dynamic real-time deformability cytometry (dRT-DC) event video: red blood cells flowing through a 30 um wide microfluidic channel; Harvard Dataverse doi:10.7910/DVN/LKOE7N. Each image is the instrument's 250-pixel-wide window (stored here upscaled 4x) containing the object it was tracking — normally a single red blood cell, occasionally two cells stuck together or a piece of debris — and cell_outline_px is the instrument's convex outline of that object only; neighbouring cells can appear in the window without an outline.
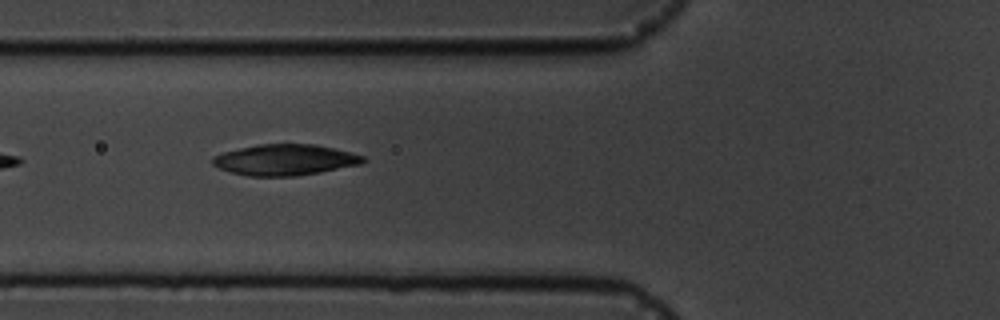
{"species": "common noctule bat (a hibernating species)", "species_latin": "Nyctalus noctula", "temperature_condition": "cold", "stored_images_in_passage": 6, "camera_frame_rate_fps": 3000, "um_per_image_px": 0.085, "animal": {"sex": "male", "body_mass_g": 19.5, "forearm_length_mm": 54.6}, "frame": {"image": 1, "passage_image": 5, "time_ms": 4.333, "image_size_px": [1000, 320], "cell_outline_px": [[368, 160], [360, 164], [320, 172], [296, 176], [248, 176], [232, 172], [220, 168], [212, 164], [212, 156], [224, 152], [240, 148], [260, 144], [316, 144], [364, 156]], "centroid_in_image_um": [24.22, 13.59], "position_along_channel_um": 101.6, "area_um2": 26.93}}
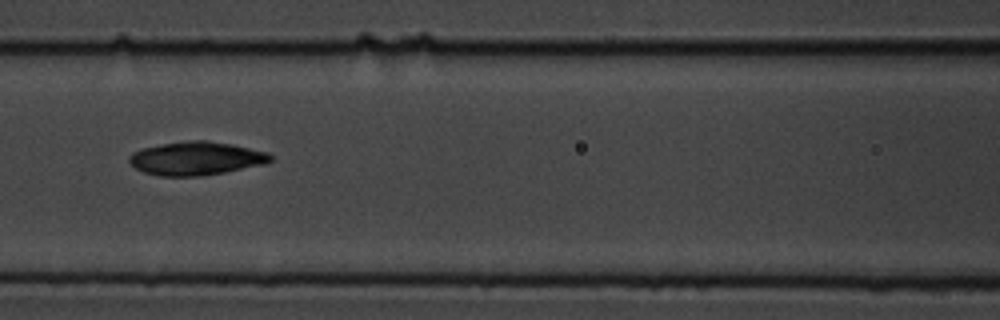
{"frame": {"image": 2, "passage_image": 6, "time_ms": 5.667, "image_size_px": [1000, 320], "cell_outline_px": [[272, 160], [264, 164], [224, 172], [200, 176], [160, 176], [144, 172], [136, 168], [128, 160], [128, 156], [132, 152], [144, 148], [164, 144], [188, 140], [208, 140], [232, 144], [268, 152], [272, 156]], "centroid_in_image_um": [16.68, 13.46], "position_along_channel_um": 149.9, "area_um2": 27.4}}